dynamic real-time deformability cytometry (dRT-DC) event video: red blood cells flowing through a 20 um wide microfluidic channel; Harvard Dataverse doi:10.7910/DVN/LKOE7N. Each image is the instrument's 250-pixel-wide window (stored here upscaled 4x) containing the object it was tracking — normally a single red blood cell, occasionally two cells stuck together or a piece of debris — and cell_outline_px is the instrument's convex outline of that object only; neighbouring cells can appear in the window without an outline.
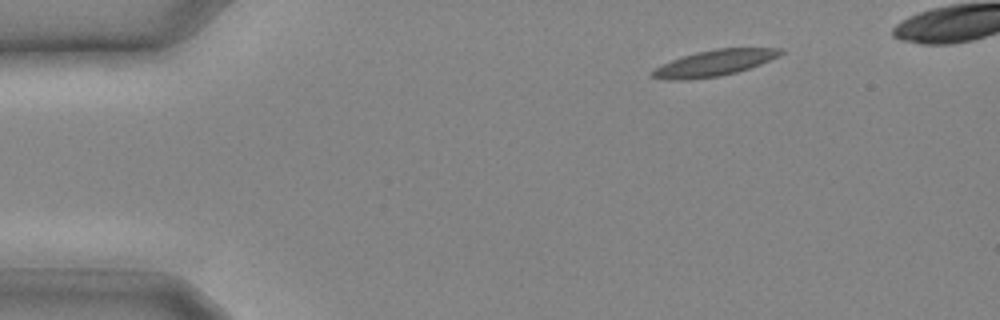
{"species": "common noctule bat (a hibernating species)", "species_latin": "Nyctalus noctula", "temperature_condition": "cold", "stored_images_in_passage": 7, "camera_frame_rate_fps": 3000, "um_per_image_px": 0.085, "animal": {"sex": "male", "body_mass_g": 20.4}, "frame": {"image": 1, "passage_image": 1, "time_ms": 0.0, "image_size_px": [1000, 320], "cell_outline_px": [[784, 52], [780, 56], [760, 64], [736, 72], [720, 76], [688, 80], [668, 80], [648, 76], [648, 72], [672, 60], [696, 52], [716, 48], [784, 48]], "centroid_in_image_um": [60.71, 5.36], "position_along_channel_um": 24.3, "area_um2": 19.48}}
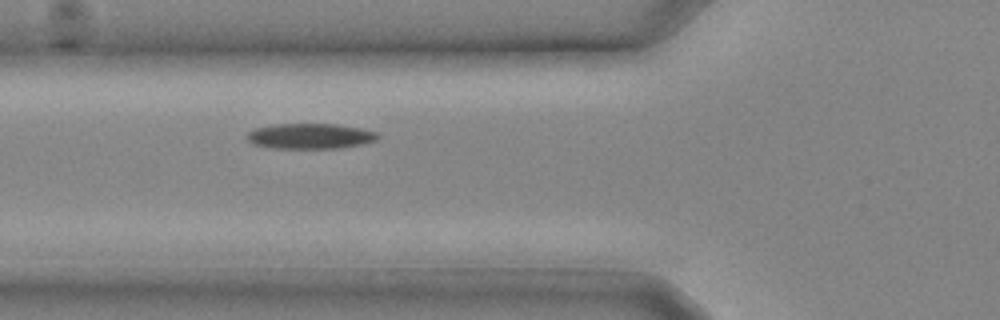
{"frame": {"image": 2, "passage_image": 7, "time_ms": 2.0, "image_size_px": [1000, 320], "cell_outline_px": [[380, 136], [376, 140], [360, 144], [340, 148], [272, 148], [252, 144], [248, 140], [248, 132], [256, 128], [276, 124], [332, 124], [360, 128], [376, 132]], "centroid_in_image_um": [26.35, 11.57], "position_along_channel_um": 99.4, "area_um2": 19.13}}